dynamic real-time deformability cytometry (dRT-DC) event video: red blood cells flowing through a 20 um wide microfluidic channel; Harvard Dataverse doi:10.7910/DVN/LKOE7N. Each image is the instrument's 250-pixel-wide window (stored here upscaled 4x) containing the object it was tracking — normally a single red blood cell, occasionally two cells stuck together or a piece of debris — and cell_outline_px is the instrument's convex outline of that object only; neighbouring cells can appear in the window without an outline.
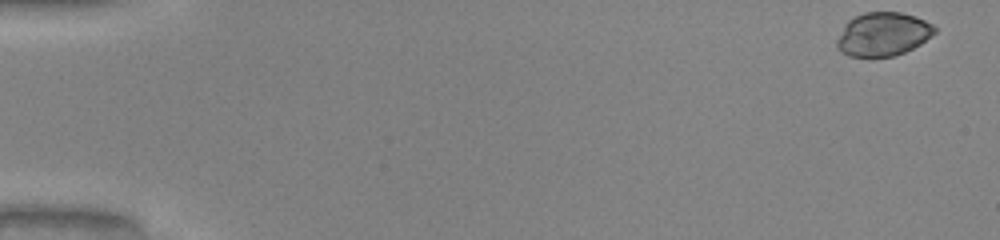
{"species": "common noctule bat (a hibernating species)", "species_latin": "Nyctalus noctula", "temperature_condition": "warm", "stored_images_in_passage": 50, "camera_frame_rate_fps": 3000, "um_per_image_px": 0.085, "animal": {"sex": "male", "body_mass_g": 20.0, "forearm_length_mm": 53.3}, "frame": {"image": 1, "passage_image": 1, "time_ms": 0.0, "image_size_px": [1000, 240], "cell_outline_px": [[936, 32], [920, 44], [904, 52], [892, 56], [848, 56], [840, 52], [836, 44], [836, 40], [844, 24], [848, 20], [864, 12], [900, 12], [916, 16], [932, 24], [936, 28]], "centroid_in_image_um": [75.03, 2.9], "position_along_channel_um": 10.0, "area_um2": 24.8}}
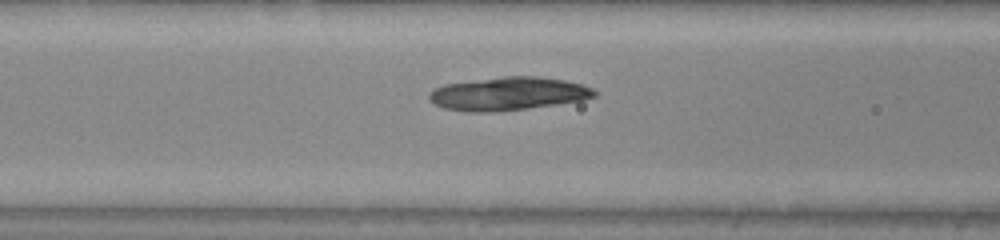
{"frame": {"image": 2, "passage_image": 21, "time_ms": 6.667, "image_size_px": [1000, 240], "cell_outline_px": [[596, 96], [584, 100], [528, 108], [496, 112], [468, 112], [444, 108], [436, 104], [428, 96], [428, 92], [444, 84], [504, 76], [536, 76], [564, 80], [580, 84], [592, 88], [596, 92]], "centroid_in_image_um": [43.2, 7.97], "position_along_channel_um": 123.4, "area_um2": 31.91}}
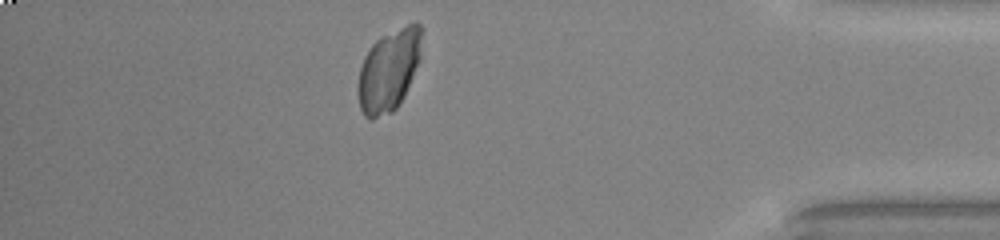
{"frame": {"image": 3, "passage_image": 44, "time_ms": 14.333, "image_size_px": [1000, 240], "cell_outline_px": [[424, 28], [420, 60], [404, 96], [400, 104], [392, 112], [372, 120], [368, 120], [364, 116], [360, 108], [356, 88], [360, 68], [364, 56], [372, 44], [380, 36], [416, 20]], "centroid_in_image_um": [33.06, 5.96], "position_along_channel_um": 402.1, "area_um2": 31.21}}